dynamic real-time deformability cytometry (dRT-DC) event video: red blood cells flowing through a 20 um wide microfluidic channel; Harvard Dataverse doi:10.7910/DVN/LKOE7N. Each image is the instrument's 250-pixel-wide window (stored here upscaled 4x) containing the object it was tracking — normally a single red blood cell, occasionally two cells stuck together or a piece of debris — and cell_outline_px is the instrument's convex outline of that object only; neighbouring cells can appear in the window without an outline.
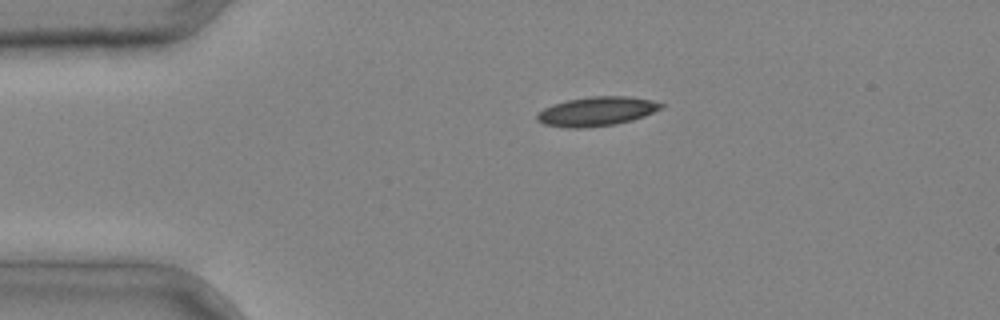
{"species": "common noctule bat (a hibernating species)", "species_latin": "Nyctalus noctula", "temperature_condition": "cold", "stored_images_in_passage": 2, "camera_frame_rate_fps": 3000, "um_per_image_px": 0.085, "animal": {"sex": "male", "body_mass_g": 20.4}, "frame": {"image": 1, "passage_image": 2, "time_ms": 0.333, "image_size_px": [1000, 320], "cell_outline_px": [[664, 108], [644, 116], [632, 120], [616, 124], [584, 128], [564, 128], [544, 124], [536, 120], [536, 112], [552, 104], [568, 100], [592, 96], [628, 96], [652, 100], [664, 104]], "centroid_in_image_um": [50.7, 9.47], "position_along_channel_um": 34.3, "area_um2": 21.33}}